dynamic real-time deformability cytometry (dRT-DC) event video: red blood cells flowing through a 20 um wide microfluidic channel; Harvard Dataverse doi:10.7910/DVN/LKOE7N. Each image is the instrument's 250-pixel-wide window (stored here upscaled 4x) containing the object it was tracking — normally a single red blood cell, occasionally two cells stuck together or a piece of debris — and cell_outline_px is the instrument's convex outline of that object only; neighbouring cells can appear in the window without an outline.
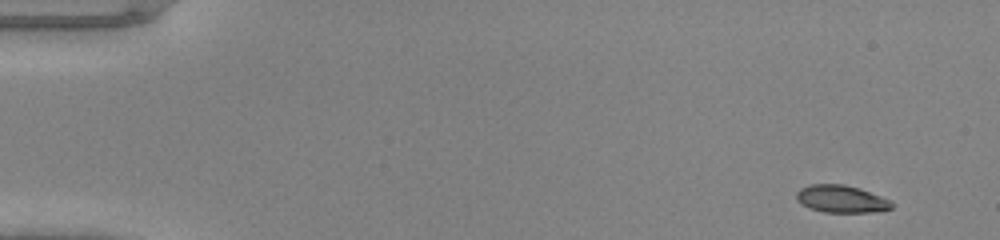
{"species": "common noctule bat (a hibernating species)", "species_latin": "Nyctalus noctula", "temperature_condition": "warm", "stored_images_in_passage": 46, "camera_frame_rate_fps": 3000, "um_per_image_px": 0.085, "animal": {"sex": "male", "body_mass_g": 20.0, "forearm_length_mm": 53.3}, "frame": {"image": 1, "passage_image": 1, "time_ms": 0.0, "image_size_px": [1000, 240], "cell_outline_px": [[896, 204], [892, 208], [876, 212], [824, 212], [808, 208], [800, 204], [796, 200], [796, 192], [800, 188], [808, 184], [844, 184], [860, 188], [892, 200]], "centroid_in_image_um": [71.52, 16.91], "position_along_channel_um": 13.5, "area_um2": 15.61}}
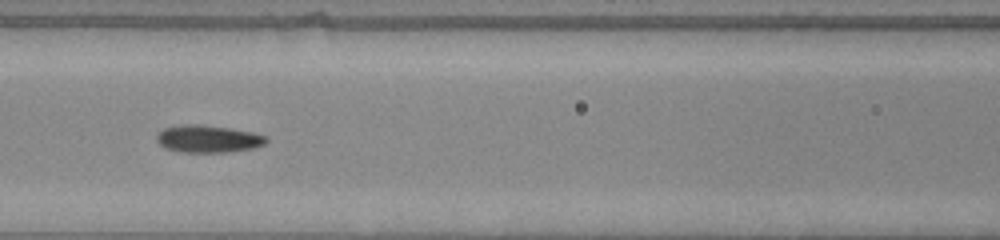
{"frame": {"image": 2, "passage_image": 20, "time_ms": 6.333, "image_size_px": [1000, 240], "cell_outline_px": [[268, 140], [264, 144], [252, 148], [224, 152], [180, 152], [164, 148], [156, 140], [156, 136], [164, 128], [188, 124], [196, 124], [228, 128], [252, 132], [268, 136]], "centroid_in_image_um": [17.68, 11.81], "position_along_channel_um": 148.9, "area_um2": 17.28}}
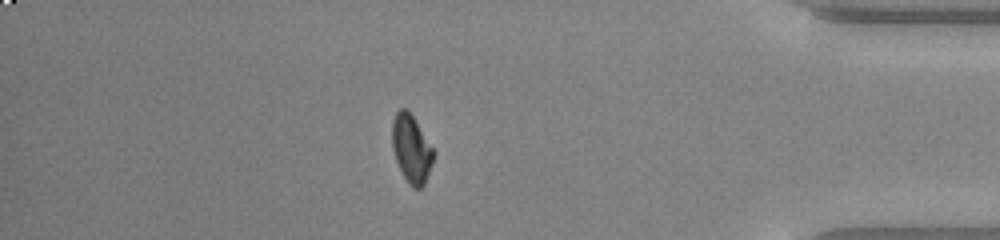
{"frame": {"image": 3, "passage_image": 40, "time_ms": 13.0, "image_size_px": [1000, 240], "cell_outline_px": [[436, 152], [432, 164], [424, 184], [420, 188], [412, 188], [408, 184], [396, 160], [392, 148], [392, 120], [396, 112], [400, 108], [408, 108]], "centroid_in_image_um": [34.97, 12.61], "position_along_channel_um": 400.2, "area_um2": 16.53}}